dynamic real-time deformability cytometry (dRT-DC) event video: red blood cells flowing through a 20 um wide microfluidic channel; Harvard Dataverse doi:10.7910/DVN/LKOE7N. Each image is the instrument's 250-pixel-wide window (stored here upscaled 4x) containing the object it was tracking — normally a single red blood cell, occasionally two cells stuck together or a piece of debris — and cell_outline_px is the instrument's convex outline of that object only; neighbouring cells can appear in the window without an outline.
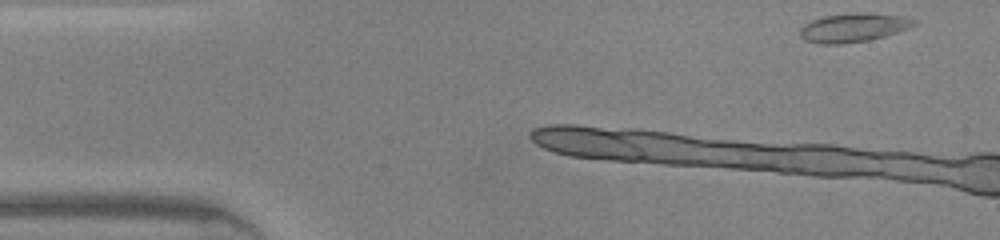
{"species": "common noctule bat (a hibernating species)", "species_latin": "Nyctalus noctula", "temperature_condition": "warm", "stored_images_in_passage": 9, "camera_frame_rate_fps": 3000, "um_per_image_px": 0.085, "animal": {"sex": "male", "body_mass_g": 20.0, "forearm_length_mm": 53.3}, "frame": {"image": 1, "passage_image": 2, "time_ms": 0.333, "image_size_px": [1000, 240], "cell_outline_px": [[916, 24], [908, 28], [884, 36], [868, 40], [840, 44], [820, 44], [804, 40], [800, 36], [800, 28], [804, 24], [812, 20], [824, 16], [864, 12], [908, 16], [916, 20]], "centroid_in_image_um": [72.54, 2.34], "position_along_channel_um": 12.5, "area_um2": 19.13}}